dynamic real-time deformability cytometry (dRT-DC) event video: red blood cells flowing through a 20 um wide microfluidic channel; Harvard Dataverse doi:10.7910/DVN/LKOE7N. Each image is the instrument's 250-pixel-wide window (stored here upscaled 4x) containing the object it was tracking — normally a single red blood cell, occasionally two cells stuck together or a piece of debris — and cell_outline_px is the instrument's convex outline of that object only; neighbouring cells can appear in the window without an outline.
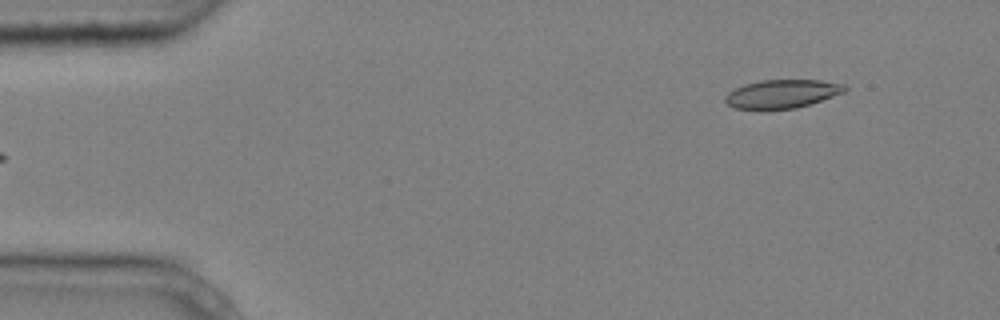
{"species": "common noctule bat (a hibernating species)", "species_latin": "Nyctalus noctula", "temperature_condition": "cold", "stored_images_in_passage": 6, "segment_of_instrument_passage": [2, 2], "camera_frame_rate_fps": 3000, "um_per_image_px": 0.085, "animal": {"sex": "male", "body_mass_g": 20.4}, "frame": {"image": 1, "passage_image": 6, "time_ms": 1.667, "image_size_px": [1000, 320], "cell_outline_px": [[848, 88], [844, 92], [796, 108], [768, 112], [760, 112], [732, 108], [724, 100], [724, 96], [728, 92], [744, 84], [760, 80], [820, 80], [844, 84]], "centroid_in_image_um": [66.38, 8.02], "position_along_channel_um": 18.6, "area_um2": 20.52}}